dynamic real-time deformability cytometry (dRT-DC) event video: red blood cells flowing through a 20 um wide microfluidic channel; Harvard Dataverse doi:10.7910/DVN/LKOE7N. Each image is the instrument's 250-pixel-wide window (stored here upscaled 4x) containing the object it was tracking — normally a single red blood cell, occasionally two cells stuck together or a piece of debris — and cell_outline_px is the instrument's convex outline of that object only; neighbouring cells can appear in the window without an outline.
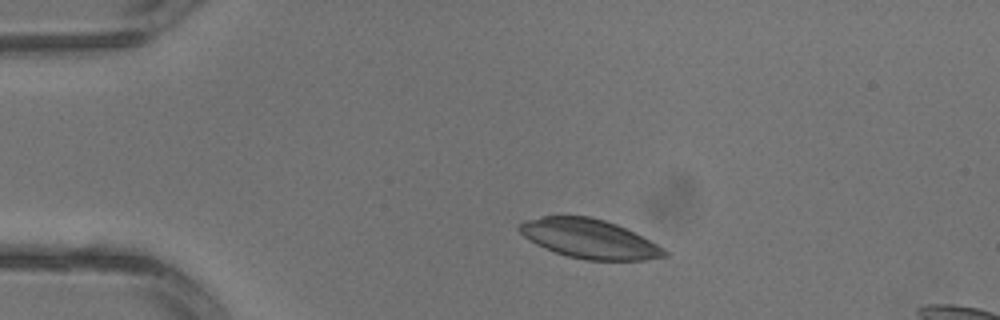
{"species": "common noctule bat (a hibernating species)", "species_latin": "Nyctalus noctula", "temperature_condition": "warm", "stored_images_in_passage": 2, "segment_of_instrument_passage": [1, 2], "camera_frame_rate_fps": 3000, "um_per_image_px": 0.085, "animal": {"sex": "male", "body_mass_g": 13.3}, "frame": {"image": 1, "passage_image": 1, "time_ms": 0.0, "image_size_px": [1000, 320], "cell_outline_px": [[668, 256], [644, 260], [584, 260], [568, 256], [544, 248], [536, 244], [524, 236], [516, 228], [516, 224], [524, 220], [540, 216], [588, 216], [604, 220], [616, 224], [664, 248], [668, 252]], "centroid_in_image_um": [50.04, 20.29], "position_along_channel_um": 35.0, "area_um2": 32.95}}